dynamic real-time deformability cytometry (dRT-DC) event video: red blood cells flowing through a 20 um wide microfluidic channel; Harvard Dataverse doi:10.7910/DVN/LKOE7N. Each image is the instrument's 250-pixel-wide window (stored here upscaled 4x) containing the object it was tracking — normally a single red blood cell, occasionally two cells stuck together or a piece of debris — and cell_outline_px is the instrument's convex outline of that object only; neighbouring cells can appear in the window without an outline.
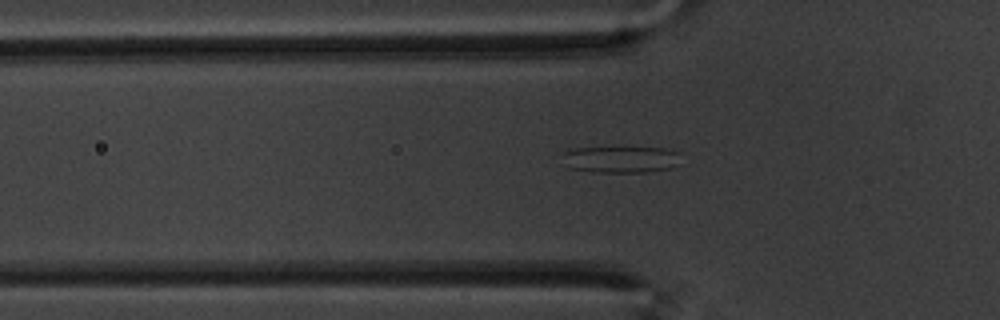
{"species": "common noctule bat (a hibernating species)", "species_latin": "Nyctalus noctula", "temperature_condition": "warm", "stored_images_in_passage": 45, "segment_of_instrument_passage": [1, 2], "camera_frame_rate_fps": 3000, "um_per_image_px": 0.085, "animal": {"sex": "male", "body_mass_g": 20.1, "forearm_length_mm": 53.5}, "frame": {"image": 1, "passage_image": 10, "time_ms": 3.0, "image_size_px": [1000, 320], "cell_outline_px": [[680, 152], [676, 164], [672, 168], [648, 172], [592, 172], [568, 168], [564, 152], [576, 148], [664, 148]], "centroid_in_image_um": [52.81, 13.56], "position_along_channel_um": 73.0, "area_um2": 18.09}}
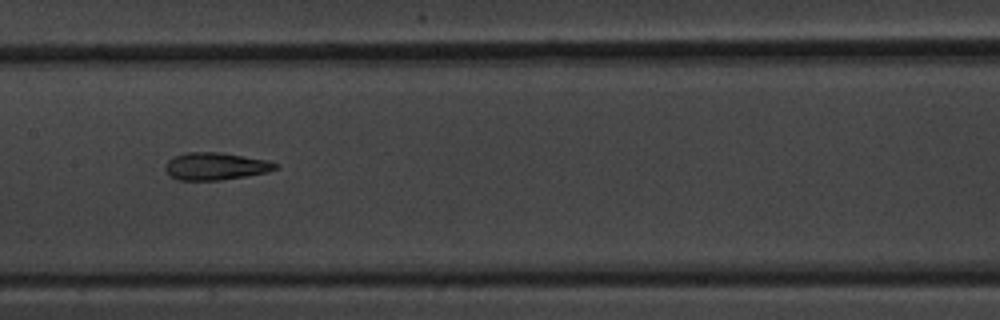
{"frame": {"image": 2, "passage_image": 20, "time_ms": 6.333, "image_size_px": [1000, 320], "cell_outline_px": [[280, 168], [268, 172], [220, 180], [176, 180], [168, 176], [164, 168], [168, 160], [184, 152], [220, 152], [268, 160], [280, 164]], "centroid_in_image_um": [18.33, 14.13], "position_along_channel_um": 189.1, "area_um2": 17.8}}
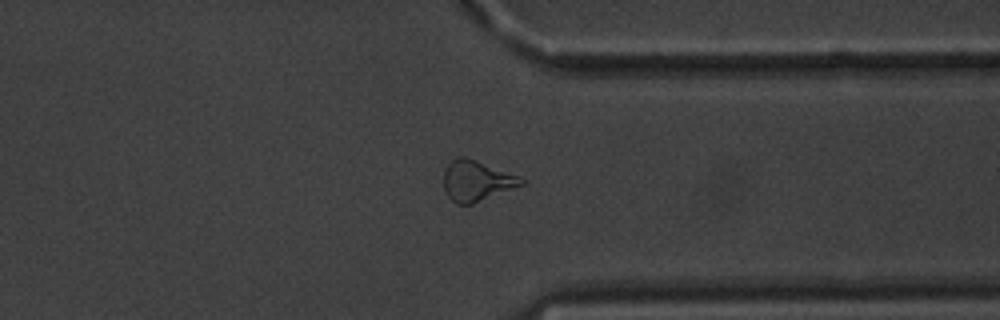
{"frame": {"image": 3, "passage_image": 36, "time_ms": 11.667, "image_size_px": [1000, 320], "cell_outline_px": [[528, 180], [524, 184], [472, 204], [456, 204], [448, 196], [444, 188], [444, 172], [448, 164], [452, 160], [460, 156], [464, 156], [476, 160], [520, 176]], "centroid_in_image_um": [40.53, 15.36], "position_along_channel_um": 370.9, "area_um2": 18.26}}